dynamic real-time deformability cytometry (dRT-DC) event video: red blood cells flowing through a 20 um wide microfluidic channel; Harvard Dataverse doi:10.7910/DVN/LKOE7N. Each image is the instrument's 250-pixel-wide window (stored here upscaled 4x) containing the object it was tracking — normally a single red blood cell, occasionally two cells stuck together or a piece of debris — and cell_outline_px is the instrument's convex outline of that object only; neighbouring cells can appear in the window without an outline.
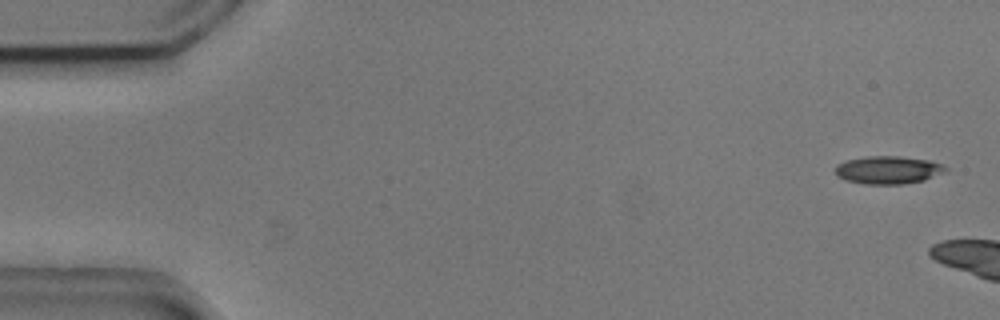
{"species": "common noctule bat (a hibernating species)", "species_latin": "Nyctalus noctula", "temperature_condition": "cold", "stored_images_in_passage": 3, "camera_frame_rate_fps": 3000, "um_per_image_px": 0.085, "animal": {"sex": "male", "body_mass_g": 20.5, "forearm_length_mm": 52.5}, "frame": {"image": 1, "passage_image": 1, "time_ms": 0.0, "image_size_px": [1000, 320], "cell_outline_px": [[948, 168], [944, 172], [924, 180], [904, 184], [864, 184], [844, 180], [836, 176], [836, 164], [844, 160], [864, 156], [900, 156], [928, 160], [944, 164]], "centroid_in_image_um": [75.46, 14.44], "position_along_channel_um": 9.5, "area_um2": 18.15}}